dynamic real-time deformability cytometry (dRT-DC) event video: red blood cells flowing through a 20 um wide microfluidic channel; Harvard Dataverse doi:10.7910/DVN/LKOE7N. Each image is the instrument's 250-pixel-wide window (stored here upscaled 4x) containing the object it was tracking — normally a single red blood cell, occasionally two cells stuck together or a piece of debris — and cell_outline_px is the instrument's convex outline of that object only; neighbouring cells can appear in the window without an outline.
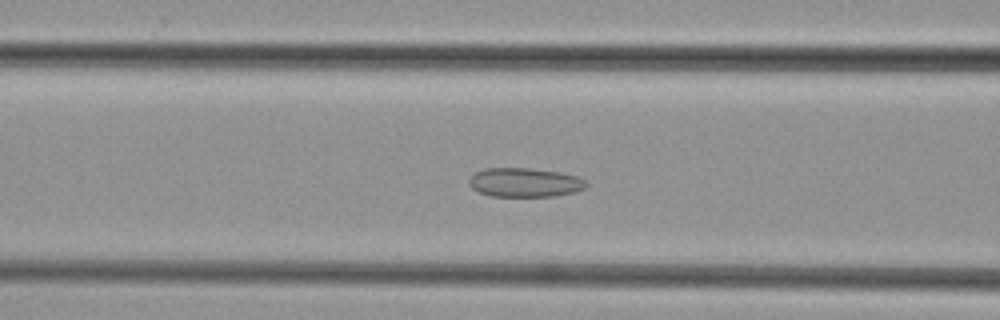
{"species": "common noctule bat (a hibernating species)", "species_latin": "Nyctalus noctula", "temperature_condition": "cold", "stored_images_in_passage": 40, "camera_frame_rate_fps": 3000, "um_per_image_px": 0.085, "animal": {"sex": "female", "body_mass_g": 29.2, "forearm_length_mm": 56.3}, "frame": {"image": 1, "passage_image": 18, "time_ms": 5.667, "image_size_px": [1000, 320], "cell_outline_px": [[588, 184], [584, 188], [572, 192], [556, 196], [492, 196], [480, 192], [472, 188], [468, 184], [468, 180], [476, 172], [484, 168], [528, 168], [560, 172], [576, 176], [584, 180]], "centroid_in_image_um": [44.58, 15.5], "position_along_channel_um": 122.0, "area_um2": 19.71}}
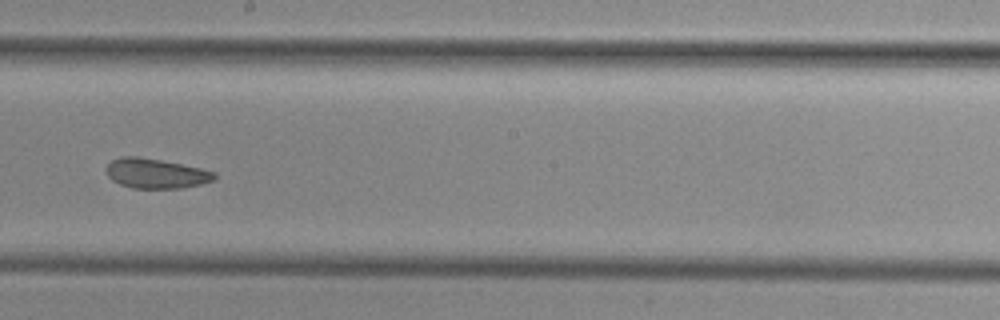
{"frame": {"image": 2, "passage_image": 26, "time_ms": 8.333, "image_size_px": [1000, 320], "cell_outline_px": [[216, 180], [200, 184], [180, 188], [132, 188], [120, 184], [112, 180], [108, 176], [104, 168], [112, 160], [120, 156], [140, 156], [200, 168], [216, 172]], "centroid_in_image_um": [13.23, 14.74], "position_along_channel_um": 235.0, "area_um2": 18.84}}
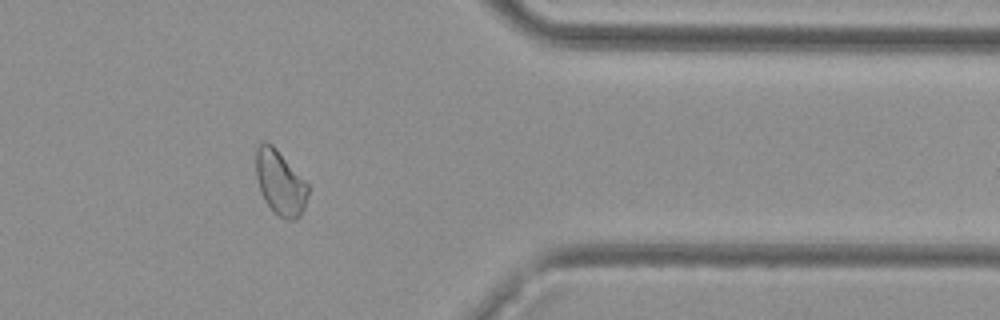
{"frame": {"image": 3, "passage_image": 38, "time_ms": 12.333, "image_size_px": [1000, 320], "cell_outline_px": [[308, 196], [304, 208], [300, 216], [296, 220], [288, 220], [276, 216], [272, 212], [264, 200], [260, 192], [256, 176], [256, 148], [264, 140], [272, 144], [276, 148], [308, 184]], "centroid_in_image_um": [23.8, 15.56], "position_along_channel_um": 387.6, "area_um2": 19.83}}